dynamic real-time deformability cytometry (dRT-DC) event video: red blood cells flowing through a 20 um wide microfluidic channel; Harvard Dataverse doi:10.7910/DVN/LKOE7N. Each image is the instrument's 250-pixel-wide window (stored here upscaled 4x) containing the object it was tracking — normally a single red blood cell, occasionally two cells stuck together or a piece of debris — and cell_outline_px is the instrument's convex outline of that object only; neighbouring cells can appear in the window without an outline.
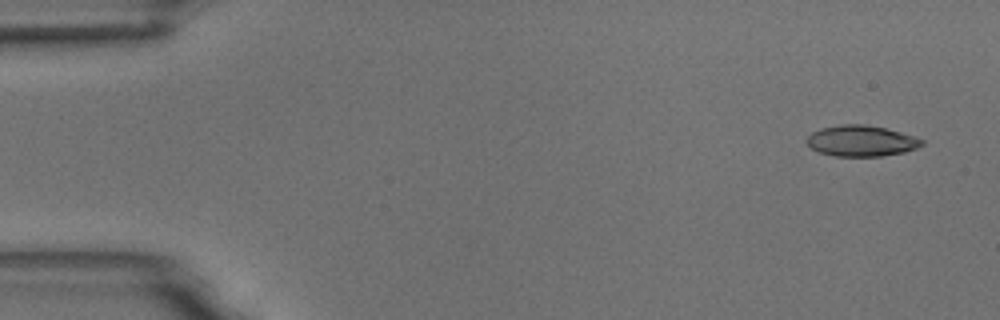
{"species": "common noctule bat (a hibernating species)", "species_latin": "Nyctalus noctula", "temperature_condition": "room temperature", "stored_images_in_passage": 4, "camera_frame_rate_fps": 3000, "um_per_image_px": 0.085, "animal": {"sex": "male", "body_mass_g": 18.8}, "frame": {"image": 1, "passage_image": 1, "time_ms": 0.0, "image_size_px": [1000, 320], "cell_outline_px": [[924, 144], [916, 148], [904, 152], [880, 156], [836, 156], [820, 152], [812, 148], [804, 140], [812, 132], [820, 128], [840, 124], [864, 124], [884, 128], [916, 136], [924, 140]], "centroid_in_image_um": [73.21, 11.96], "position_along_channel_um": 11.8, "area_um2": 20.75}}
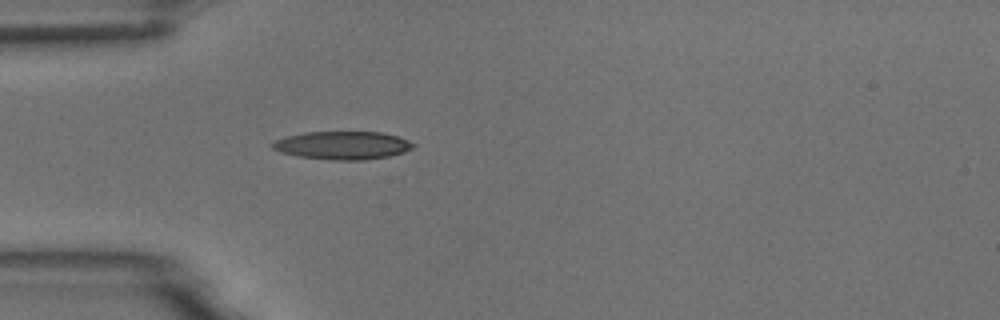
{"frame": {"image": 2, "passage_image": 4, "time_ms": 4.333, "image_size_px": [1000, 320], "cell_outline_px": [[416, 144], [412, 148], [404, 152], [388, 156], [364, 160], [332, 160], [296, 156], [280, 152], [272, 148], [272, 144], [276, 140], [288, 136], [304, 132], [380, 132], [396, 136], [408, 140]], "centroid_in_image_um": [29.12, 12.36], "position_along_channel_um": 55.9, "area_um2": 22.95}}